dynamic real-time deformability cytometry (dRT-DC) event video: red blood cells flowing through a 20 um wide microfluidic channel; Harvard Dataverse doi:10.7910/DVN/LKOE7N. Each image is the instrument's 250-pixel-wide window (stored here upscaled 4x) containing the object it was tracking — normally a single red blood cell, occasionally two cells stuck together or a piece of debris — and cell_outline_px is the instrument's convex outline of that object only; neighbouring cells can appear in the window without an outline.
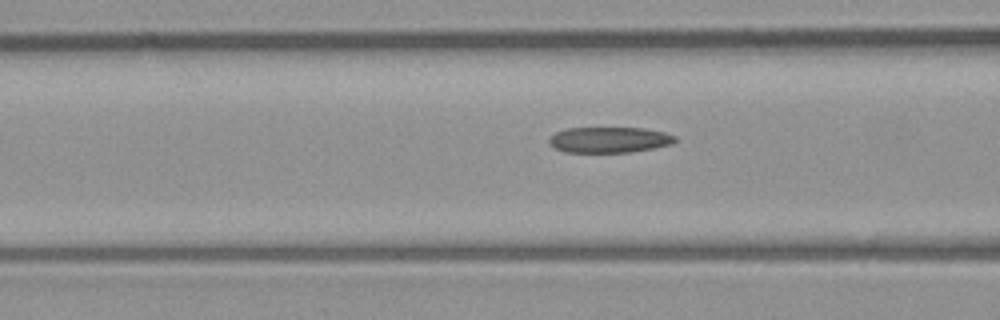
{"species": "common noctule bat (a hibernating species)", "species_latin": "Nyctalus noctula", "temperature_condition": "room temperature", "stored_images_in_passage": 6, "camera_frame_rate_fps": 3000, "um_per_image_px": 0.085, "animal": {"sex": "male", "body_mass_g": 23.1, "forearm_length_mm": 52.7}, "frame": {"image": 1, "passage_image": 6, "time_ms": 5.667, "image_size_px": [1000, 320], "cell_outline_px": [[676, 140], [672, 144], [632, 152], [564, 152], [548, 144], [548, 136], [556, 132], [568, 128], [644, 128], [664, 132], [676, 136]], "centroid_in_image_um": [51.76, 11.88], "position_along_channel_um": 114.8, "area_um2": 18.96}}